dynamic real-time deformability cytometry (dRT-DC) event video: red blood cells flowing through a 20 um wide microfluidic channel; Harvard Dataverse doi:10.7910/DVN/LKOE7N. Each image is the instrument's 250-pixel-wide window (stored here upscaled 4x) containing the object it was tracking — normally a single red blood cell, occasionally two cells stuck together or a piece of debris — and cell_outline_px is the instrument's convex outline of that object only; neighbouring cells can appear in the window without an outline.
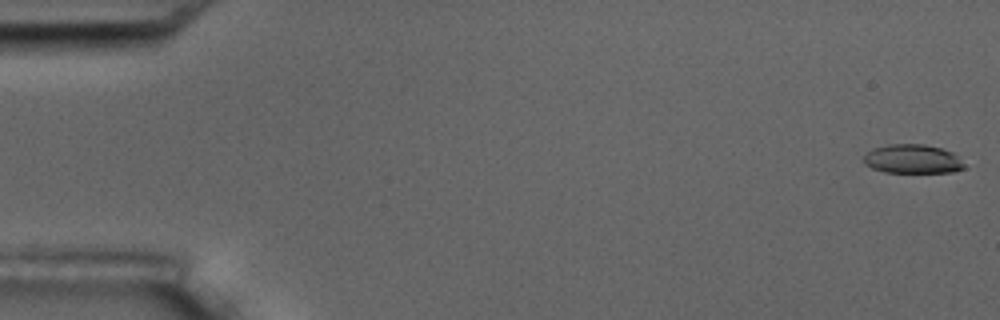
{"species": "common noctule bat (a hibernating species)", "species_latin": "Nyctalus noctula", "temperature_condition": "room temperature", "stored_images_in_passage": 3, "camera_frame_rate_fps": 3000, "um_per_image_px": 0.085, "animal": {"sex": "male", "body_mass_g": 17.5, "forearm_length_mm": 52.3}, "frame": {"image": 1, "passage_image": 1, "time_ms": 0.0, "image_size_px": [1000, 320], "cell_outline_px": [[964, 168], [952, 172], [884, 172], [872, 168], [864, 164], [864, 156], [872, 148], [888, 144], [924, 144], [940, 148], [952, 152], [964, 164]], "centroid_in_image_um": [77.53, 13.51], "position_along_channel_um": 7.5, "area_um2": 16.88}}